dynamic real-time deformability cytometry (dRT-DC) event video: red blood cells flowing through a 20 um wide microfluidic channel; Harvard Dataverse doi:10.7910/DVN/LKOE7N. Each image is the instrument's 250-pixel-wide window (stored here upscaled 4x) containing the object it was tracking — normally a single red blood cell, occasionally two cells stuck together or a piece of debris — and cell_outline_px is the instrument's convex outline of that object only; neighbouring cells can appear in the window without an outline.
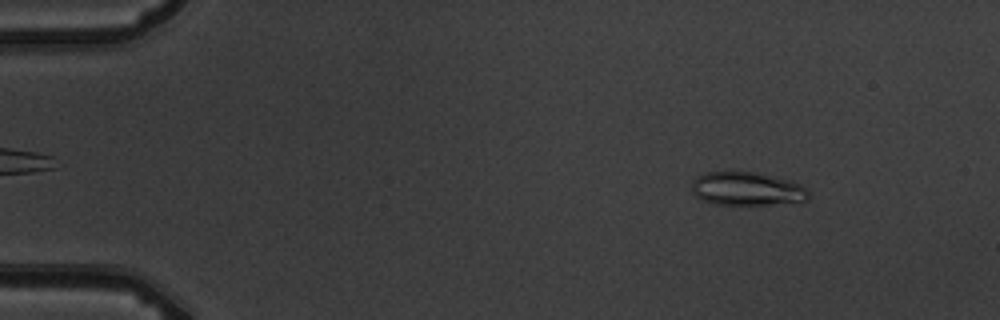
{"species": "common noctule bat (a hibernating species)", "species_latin": "Nyctalus noctula", "temperature_condition": "warm", "stored_images_in_passage": 5, "camera_frame_rate_fps": 3000, "um_per_image_px": 0.085, "animal": {"sex": "male", "body_mass_g": 19.5, "forearm_length_mm": 54.6}, "frame": {"image": 1, "passage_image": 2, "time_ms": 1.333, "image_size_px": [1000, 320], "cell_outline_px": [[808, 200], [768, 204], [716, 204], [704, 200], [696, 196], [692, 192], [692, 180], [696, 176], [708, 172], [756, 172], [788, 180], [800, 184], [808, 192]], "centroid_in_image_um": [63.44, 16.04], "position_along_channel_um": 21.6, "area_um2": 22.37}}
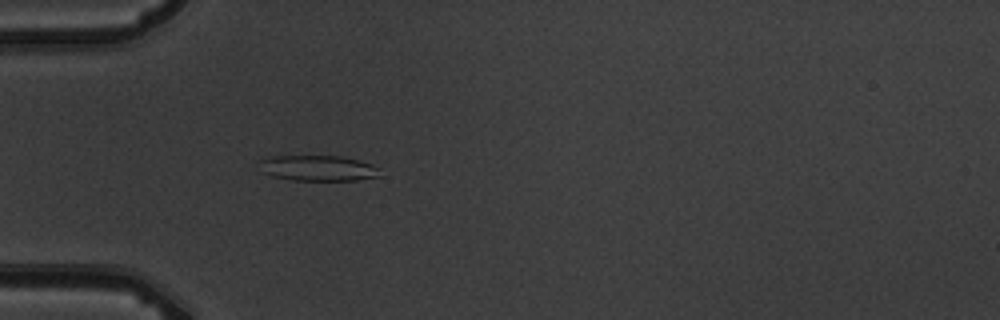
{"frame": {"image": 2, "passage_image": 5, "time_ms": 4.667, "image_size_px": [1000, 320], "cell_outline_px": [[380, 176], [356, 180], [292, 180], [272, 176], [264, 172], [260, 160], [272, 156], [340, 156], [360, 160], [372, 164], [380, 168]], "centroid_in_image_um": [27.1, 14.29], "position_along_channel_um": 57.9, "area_um2": 17.86}}